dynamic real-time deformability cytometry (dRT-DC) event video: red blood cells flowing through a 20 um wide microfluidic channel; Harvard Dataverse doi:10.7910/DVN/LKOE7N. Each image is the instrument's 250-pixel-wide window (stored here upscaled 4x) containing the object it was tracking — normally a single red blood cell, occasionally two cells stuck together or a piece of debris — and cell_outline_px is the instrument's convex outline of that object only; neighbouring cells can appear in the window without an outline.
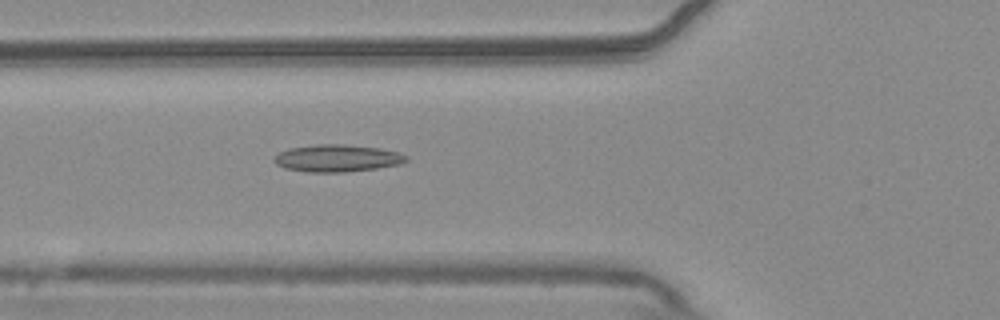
{"species": "common noctule bat (a hibernating species)", "species_latin": "Nyctalus noctula", "temperature_condition": "warm", "stored_images_in_passage": 54, "camera_frame_rate_fps": 3000, "um_per_image_px": 0.085, "animal": {"sex": "male", "body_mass_g": 20.4}, "frame": {"image": 1, "passage_image": 20, "time_ms": 6.333, "image_size_px": [1000, 320], "cell_outline_px": [[408, 160], [400, 164], [376, 168], [344, 172], [308, 172], [284, 168], [276, 164], [272, 160], [280, 152], [288, 148], [320, 144], [344, 144], [380, 148], [400, 152], [408, 156]], "centroid_in_image_um": [28.67, 13.44], "position_along_channel_um": 97.1, "area_um2": 20.98}}
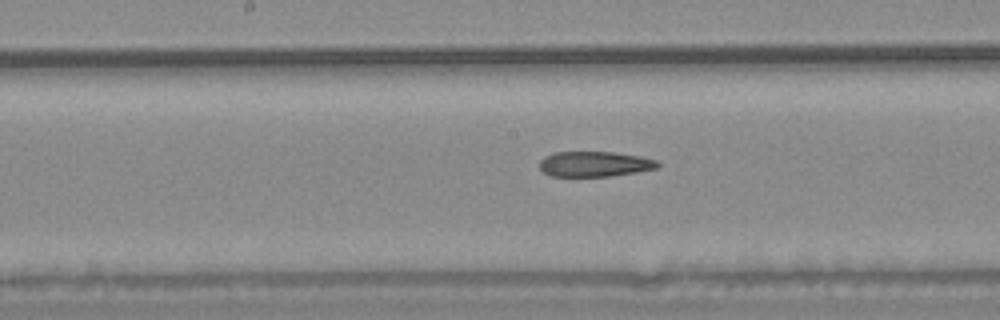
{"frame": {"image": 2, "passage_image": 28, "time_ms": 9.0, "image_size_px": [1000, 320], "cell_outline_px": [[660, 164], [656, 168], [636, 172], [608, 176], [552, 176], [544, 172], [540, 168], [540, 160], [544, 156], [552, 152], [612, 152], [640, 156], [656, 160]], "centroid_in_image_um": [50.51, 13.93], "position_along_channel_um": 197.7, "area_um2": 17.28}}
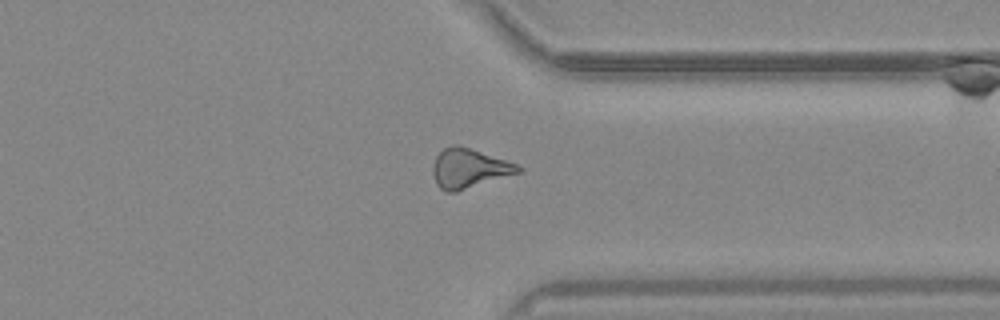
{"frame": {"image": 3, "passage_image": 42, "time_ms": 13.667, "image_size_px": [1000, 320], "cell_outline_px": [[524, 168], [520, 172], [456, 192], [444, 192], [436, 184], [432, 172], [432, 164], [436, 156], [444, 148], [452, 144], [460, 144], [516, 164]], "centroid_in_image_um": [39.82, 14.3], "position_along_channel_um": 371.6, "area_um2": 19.65}, "authors_computed_cell_mechanics": {"area_um2": 19.1318, "velocity_mm_per_s": 3.7624, "shape_relaxation_time_tau1_ms": null, "shape_relaxation_time_tau2_ms": 5.1496, "deformation_change_tau1": null, "deformation_change_tau2": 0.1616}}